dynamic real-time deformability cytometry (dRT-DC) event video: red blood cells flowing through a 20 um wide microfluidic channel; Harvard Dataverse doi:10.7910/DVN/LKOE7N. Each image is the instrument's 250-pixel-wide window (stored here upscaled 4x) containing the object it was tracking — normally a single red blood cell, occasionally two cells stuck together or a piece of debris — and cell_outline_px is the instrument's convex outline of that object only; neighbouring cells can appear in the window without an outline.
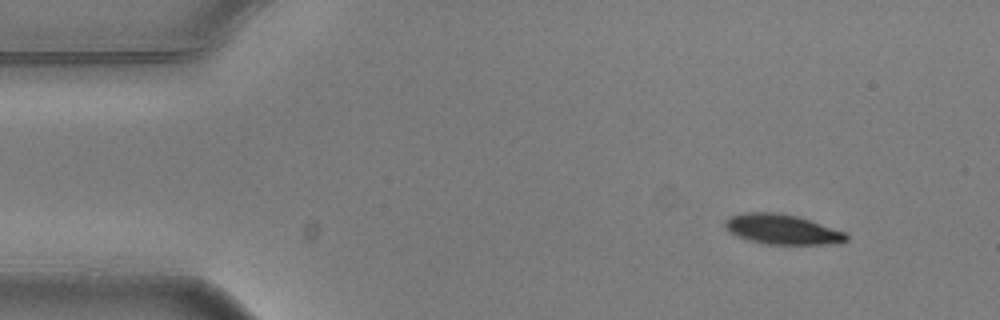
{"species": "common noctule bat (a hibernating species)", "species_latin": "Nyctalus noctula", "temperature_condition": "warm", "stored_images_in_passage": 3, "camera_frame_rate_fps": 3000, "um_per_image_px": 0.085, "animal": {"sex": "male", "body_mass_g": 20.5, "forearm_length_mm": 52.5}, "frame": {"image": 1, "passage_image": 1, "time_ms": 0.0, "image_size_px": [1000, 320], "cell_outline_px": [[848, 240], [840, 244], [764, 244], [736, 236], [728, 232], [724, 224], [724, 220], [728, 216], [744, 212], [776, 212], [796, 216], [848, 232]], "centroid_in_image_um": [66.49, 19.49], "position_along_channel_um": 18.5, "area_um2": 21.5}}
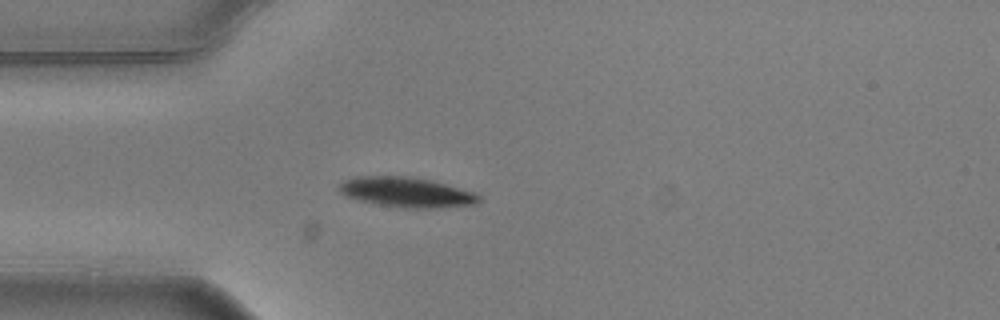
{"frame": {"image": 2, "passage_image": 3, "time_ms": 0.667, "image_size_px": [1000, 320], "cell_outline_px": [[480, 200], [476, 204], [428, 208], [404, 208], [380, 204], [360, 200], [344, 196], [340, 192], [340, 184], [344, 180], [360, 176], [412, 176], [432, 180], [476, 192], [480, 196]], "centroid_in_image_um": [34.58, 16.33], "position_along_channel_um": 50.4, "area_um2": 24.33}}